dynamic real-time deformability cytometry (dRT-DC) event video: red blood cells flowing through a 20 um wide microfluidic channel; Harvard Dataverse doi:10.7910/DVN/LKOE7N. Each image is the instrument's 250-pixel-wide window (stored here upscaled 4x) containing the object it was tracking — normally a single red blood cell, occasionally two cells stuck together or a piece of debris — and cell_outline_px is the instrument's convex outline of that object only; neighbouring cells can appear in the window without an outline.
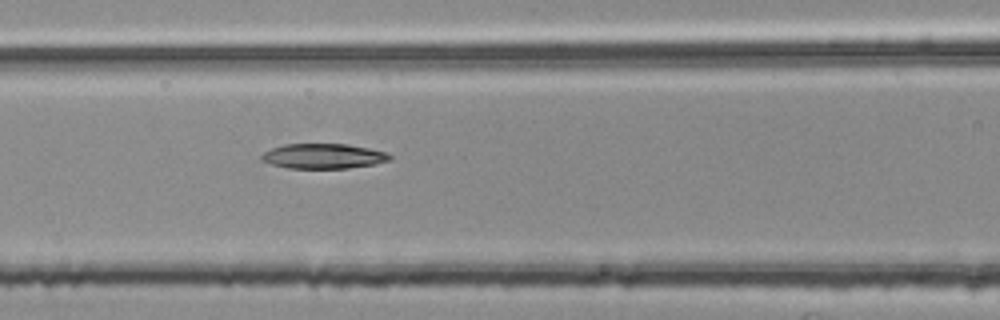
{"species": "common noctule bat (a hibernating species)", "species_latin": "Nyctalus noctula", "temperature_condition": "room temperature", "stored_images_in_passage": 52, "segment_of_instrument_passage": [2, 2], "camera_frame_rate_fps": 3000, "um_per_image_px": 0.085, "animal": {"sex": "female", "body_mass_g": 25.1}, "frame": {"image": 1, "passage_image": 23, "time_ms": 7.333, "image_size_px": [1000, 320], "cell_outline_px": [[392, 156], [388, 160], [376, 164], [348, 168], [288, 168], [272, 164], [260, 160], [260, 156], [264, 152], [272, 148], [284, 144], [348, 144], [388, 152]], "centroid_in_image_um": [27.49, 13.27], "position_along_channel_um": 139.1, "area_um2": 18.67}}
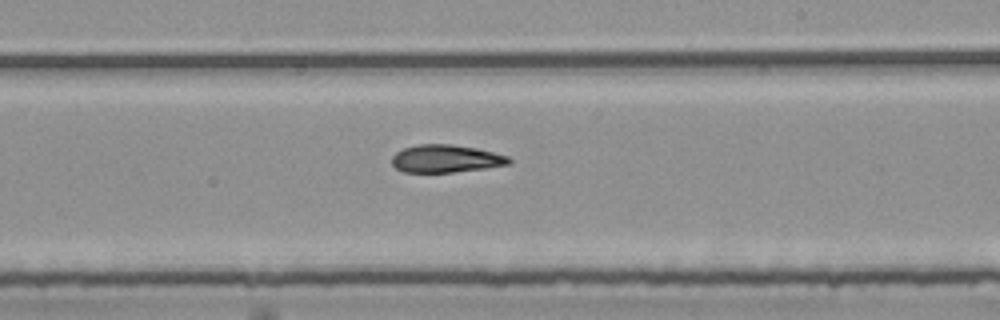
{"frame": {"image": 2, "passage_image": 32, "time_ms": 10.333, "image_size_px": [1000, 320], "cell_outline_px": [[512, 164], [484, 168], [452, 172], [404, 172], [396, 168], [392, 164], [392, 156], [396, 152], [404, 148], [416, 144], [452, 144], [476, 148], [508, 156], [512, 160]], "centroid_in_image_um": [37.9, 13.48], "position_along_channel_um": 251.1, "area_um2": 18.9}}
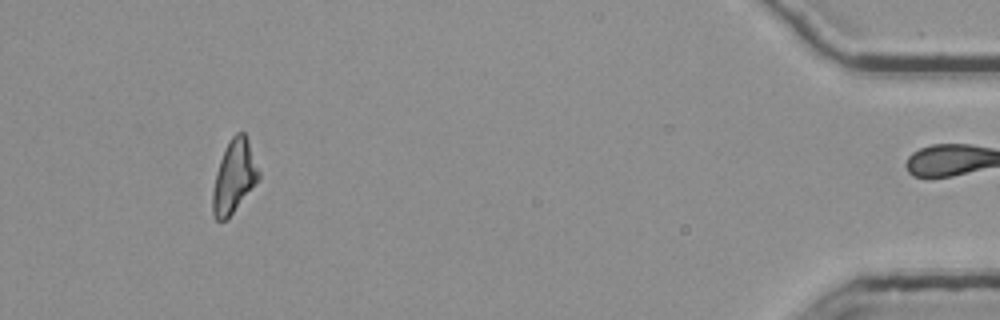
{"frame": {"image": 3, "passage_image": 51, "time_ms": 16.667, "image_size_px": [1000, 320], "cell_outline_px": [[260, 180], [232, 212], [224, 220], [216, 220], [212, 212], [212, 192], [216, 172], [224, 148], [232, 136], [236, 132], [244, 132], [248, 140], [260, 172]], "centroid_in_image_um": [19.9, 14.98], "position_along_channel_um": 415.3, "area_um2": 19.42}}